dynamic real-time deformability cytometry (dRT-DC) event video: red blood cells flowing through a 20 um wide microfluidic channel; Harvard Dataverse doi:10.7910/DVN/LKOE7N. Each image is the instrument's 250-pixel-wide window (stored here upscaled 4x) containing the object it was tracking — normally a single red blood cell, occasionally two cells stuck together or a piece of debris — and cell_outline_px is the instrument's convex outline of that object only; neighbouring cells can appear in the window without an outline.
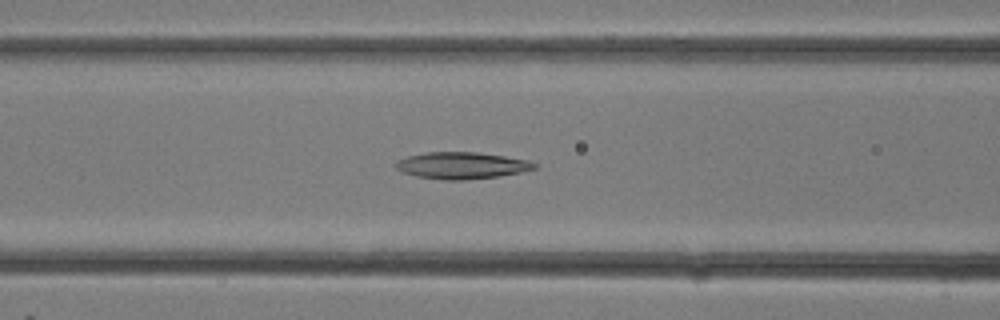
{"species": "common noctule bat (a hibernating species)", "species_latin": "Nyctalus noctula", "temperature_condition": "room temperature", "stored_images_in_passage": 19, "camera_frame_rate_fps": 3000, "um_per_image_px": 0.085, "animal": {"sex": "female"}, "frame": {"image": 1, "passage_image": 3, "time_ms": 0.667, "image_size_px": [1000, 320], "cell_outline_px": [[536, 168], [520, 172], [500, 176], [464, 180], [444, 180], [416, 176], [404, 172], [396, 168], [392, 164], [396, 160], [408, 156], [428, 152], [476, 152], [504, 156], [528, 160], [536, 164]], "centroid_in_image_um": [39.21, 14.06], "position_along_channel_um": 127.4, "area_um2": 21.56}}
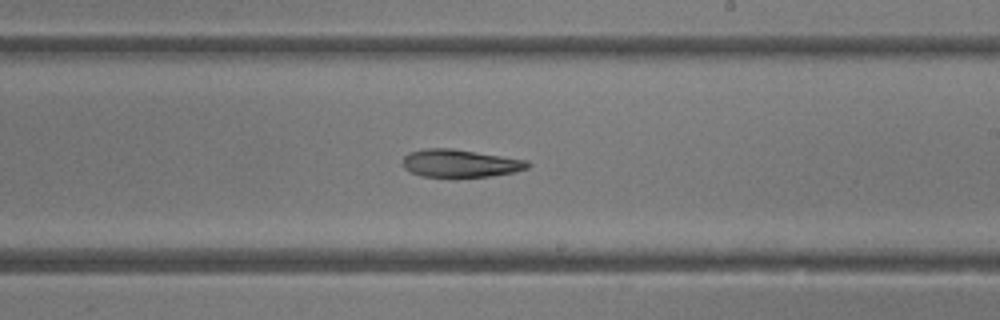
{"frame": {"image": 2, "passage_image": 8, "time_ms": 2.333, "image_size_px": [1000, 320], "cell_outline_px": [[532, 164], [528, 168], [516, 172], [492, 176], [420, 176], [404, 168], [404, 156], [408, 152], [424, 148], [452, 148], [528, 160]], "centroid_in_image_um": [39.15, 13.87], "position_along_channel_um": 249.8, "area_um2": 20.17}}
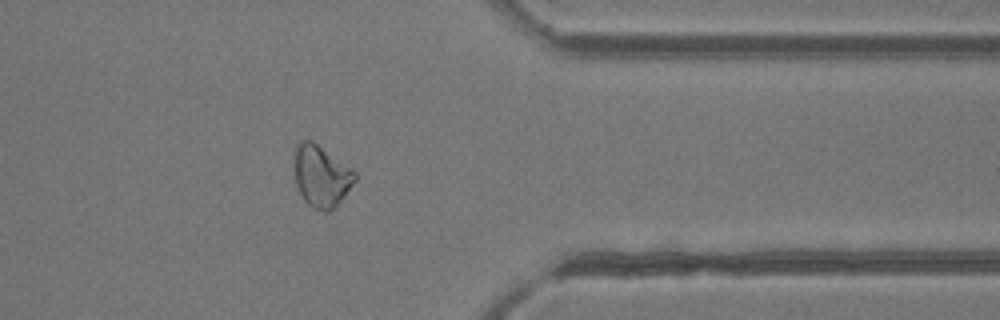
{"frame": {"image": 3, "passage_image": 14, "time_ms": 4.333, "image_size_px": [1000, 320], "cell_outline_px": [[356, 180], [340, 200], [328, 212], [324, 212], [308, 204], [304, 200], [296, 184], [296, 144], [300, 140], [312, 140], [352, 168], [356, 172]], "centroid_in_image_um": [27.33, 14.94], "position_along_channel_um": 384.1, "area_um2": 21.27}}